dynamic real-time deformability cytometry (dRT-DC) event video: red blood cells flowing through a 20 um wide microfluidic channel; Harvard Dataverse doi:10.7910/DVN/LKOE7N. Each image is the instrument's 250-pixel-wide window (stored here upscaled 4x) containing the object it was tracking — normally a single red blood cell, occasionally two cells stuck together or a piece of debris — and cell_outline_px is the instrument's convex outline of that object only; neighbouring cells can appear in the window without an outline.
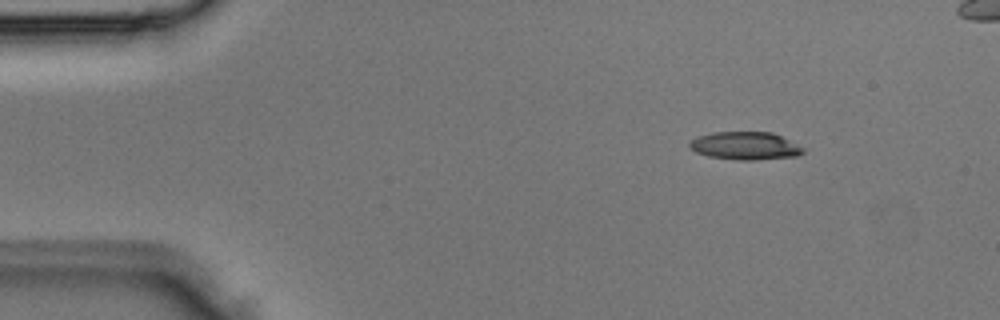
{"species": "Egyptian fruit bat (a non-hibernating species)", "species_latin": "Rousettus aegyptiacus", "temperature_condition": "room temperature", "stored_images_in_passage": 3, "camera_frame_rate_fps": 3000, "um_per_image_px": 0.085, "animal": {"sex": "male"}, "frame": {"image": 1, "passage_image": 1, "time_ms": 0.0, "image_size_px": [1000, 320], "cell_outline_px": [[804, 152], [796, 156], [756, 160], [736, 160], [708, 156], [696, 152], [688, 148], [688, 140], [712, 132], [772, 132], [804, 148]], "centroid_in_image_um": [63.29, 12.4], "position_along_channel_um": 21.7, "area_um2": 18.5}}